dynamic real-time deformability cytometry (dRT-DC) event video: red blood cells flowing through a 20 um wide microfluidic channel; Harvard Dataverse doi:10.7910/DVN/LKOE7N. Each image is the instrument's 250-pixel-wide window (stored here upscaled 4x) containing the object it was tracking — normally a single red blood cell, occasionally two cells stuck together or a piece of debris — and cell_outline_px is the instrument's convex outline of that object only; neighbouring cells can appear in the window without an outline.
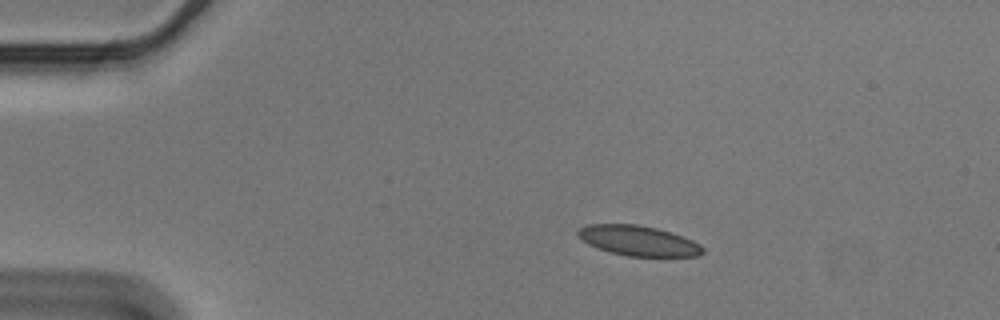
{"species": "Egyptian fruit bat (a non-hibernating species)", "species_latin": "Rousettus aegyptiacus", "temperature_condition": "cold", "stored_images_in_passage": 47, "camera_frame_rate_fps": 3000, "um_per_image_px": 0.085, "animal": {"sex": "male"}, "frame": {"image": 1, "passage_image": 1, "time_ms": 0.0, "image_size_px": [1000, 320], "cell_outline_px": [[704, 252], [700, 256], [628, 256], [612, 252], [588, 244], [576, 236], [576, 232], [580, 228], [588, 224], [636, 224], [656, 228], [672, 232], [692, 240], [700, 244], [704, 248]], "centroid_in_image_um": [54.27, 20.45], "position_along_channel_um": 30.7, "area_um2": 21.85}}
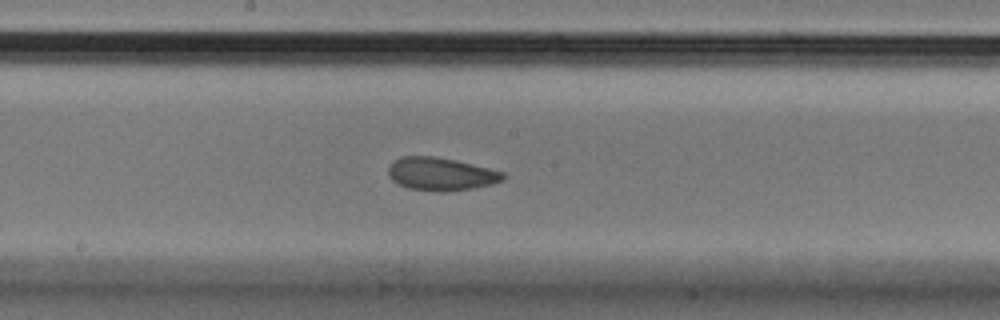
{"frame": {"image": 2, "passage_image": 21, "time_ms": 6.667, "image_size_px": [1000, 320], "cell_outline_px": [[508, 176], [504, 180], [492, 184], [472, 188], [444, 192], [436, 192], [408, 188], [392, 180], [388, 176], [388, 168], [400, 156], [432, 156], [456, 160], [504, 172]], "centroid_in_image_um": [37.5, 14.8], "position_along_channel_um": 210.7, "area_um2": 22.08}}
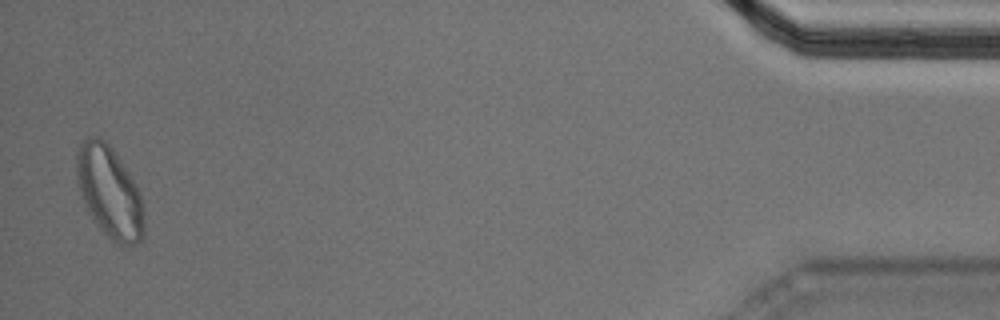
{"frame": {"image": 3, "passage_image": 46, "time_ms": 15.0, "image_size_px": [1000, 320], "cell_outline_px": [[144, 232], [140, 240], [136, 244], [120, 248], [92, 220], [84, 204], [76, 184], [76, 152], [80, 144], [88, 136], [100, 136], [112, 148], [128, 172], [140, 192], [144, 216]], "centroid_in_image_um": [9.28, 16.34], "position_along_channel_um": 425.9, "area_um2": 36.41}, "authors_computed_cell_mechanics": {"area_um2": 22.542, "velocity_mm_per_s": 3.5519, "shape_relaxation_time_tau1_ms": 9.6978, "shape_relaxation_time_tau2_ms": 1.8394, "deformation_change_tau1": 0.1731, "deformation_change_tau2": 0.0703}}